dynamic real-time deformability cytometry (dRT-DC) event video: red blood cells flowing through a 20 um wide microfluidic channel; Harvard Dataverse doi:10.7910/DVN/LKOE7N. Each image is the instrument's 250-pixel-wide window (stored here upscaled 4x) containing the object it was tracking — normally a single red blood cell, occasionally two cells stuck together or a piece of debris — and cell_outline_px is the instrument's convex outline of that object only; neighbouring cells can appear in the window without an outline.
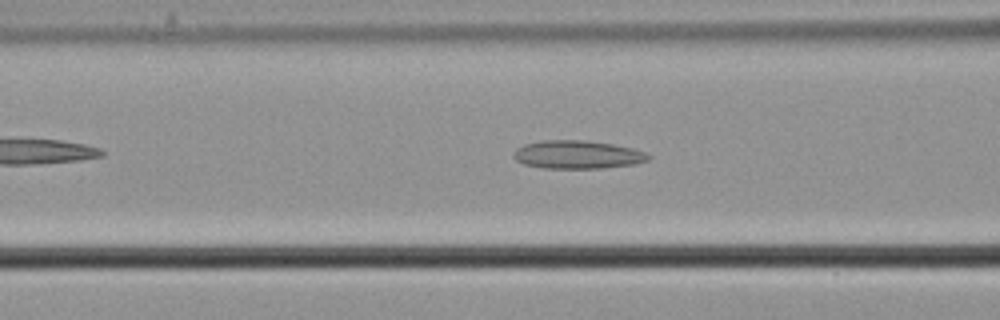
{"species": "common noctule bat (a hibernating species)", "species_latin": "Nyctalus noctula", "temperature_condition": "cold", "stored_images_in_passage": 30, "camera_frame_rate_fps": 3000, "um_per_image_px": 0.085, "animal": {"sex": "male", "body_mass_g": 21.5, "forearm_length_mm": 52.0}, "frame": {"image": 1, "passage_image": 6, "time_ms": 1.667, "image_size_px": [1000, 320], "cell_outline_px": [[652, 156], [648, 160], [632, 164], [600, 168], [544, 168], [524, 164], [516, 160], [512, 156], [516, 148], [524, 144], [540, 140], [584, 140], [612, 144], [632, 148], [644, 152]], "centroid_in_image_um": [49.04, 13.13], "position_along_channel_um": 117.6, "area_um2": 22.08}}
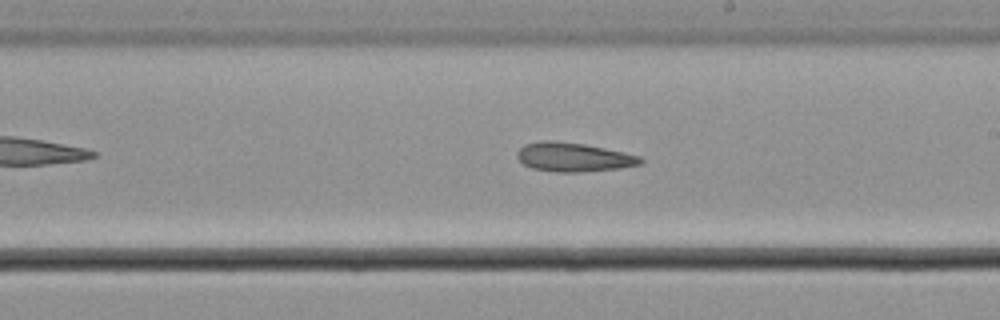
{"frame": {"image": 2, "passage_image": 16, "time_ms": 5.0, "image_size_px": [1000, 320], "cell_outline_px": [[644, 160], [640, 164], [620, 168], [576, 172], [556, 172], [532, 168], [524, 164], [516, 156], [520, 148], [524, 144], [544, 140], [556, 140], [584, 144], [624, 152], [640, 156]], "centroid_in_image_um": [48.74, 13.35], "position_along_channel_um": 240.3, "area_um2": 20.75}}
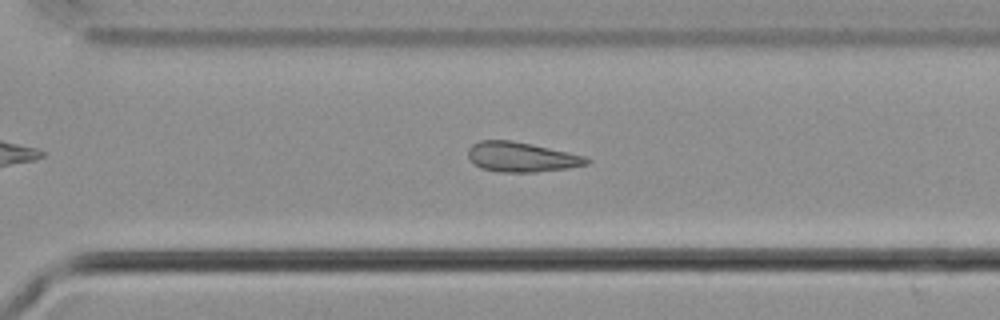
{"frame": {"image": 3, "passage_image": 23, "time_ms": 7.333, "image_size_px": [1000, 320], "cell_outline_px": [[592, 160], [588, 164], [568, 168], [536, 172], [500, 172], [480, 168], [468, 160], [468, 148], [472, 144], [480, 140], [512, 140], [532, 144], [568, 152], [584, 156]], "centroid_in_image_um": [44.29, 13.34], "position_along_channel_um": 326.3, "area_um2": 20.75}}